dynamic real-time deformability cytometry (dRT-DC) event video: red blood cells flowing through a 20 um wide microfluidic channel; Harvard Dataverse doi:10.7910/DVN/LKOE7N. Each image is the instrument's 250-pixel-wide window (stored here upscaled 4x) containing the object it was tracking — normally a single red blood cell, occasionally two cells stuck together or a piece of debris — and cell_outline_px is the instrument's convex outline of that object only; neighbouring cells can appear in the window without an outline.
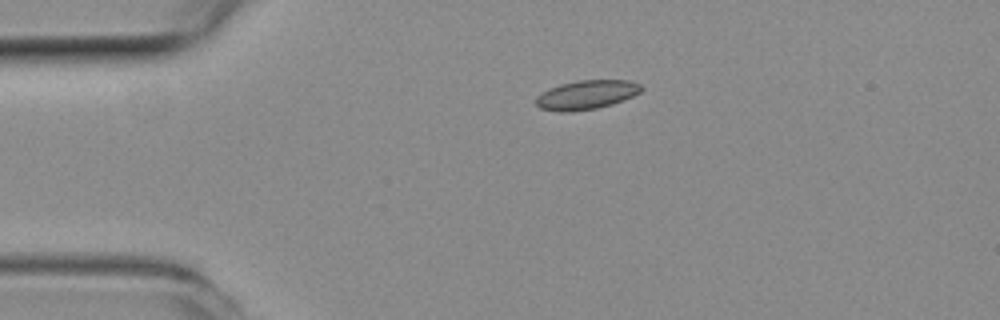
{"species": "common noctule bat (a hibernating species)", "species_latin": "Nyctalus noctula", "temperature_condition": "room temperature", "stored_images_in_passage": 5, "camera_frame_rate_fps": 3000, "um_per_image_px": 0.085, "animal": {"sex": "female", "body_mass_g": 19.3, "forearm_length_mm": 54.1}, "frame": {"image": 1, "passage_image": 1, "time_ms": 0.0, "image_size_px": [1000, 320], "cell_outline_px": [[644, 88], [640, 92], [624, 100], [612, 104], [596, 108], [572, 112], [560, 112], [540, 108], [536, 104], [536, 96], [540, 92], [548, 88], [560, 84], [576, 80], [628, 80], [640, 84]], "centroid_in_image_um": [49.82, 8.05], "position_along_channel_um": 35.2, "area_um2": 18.03}}